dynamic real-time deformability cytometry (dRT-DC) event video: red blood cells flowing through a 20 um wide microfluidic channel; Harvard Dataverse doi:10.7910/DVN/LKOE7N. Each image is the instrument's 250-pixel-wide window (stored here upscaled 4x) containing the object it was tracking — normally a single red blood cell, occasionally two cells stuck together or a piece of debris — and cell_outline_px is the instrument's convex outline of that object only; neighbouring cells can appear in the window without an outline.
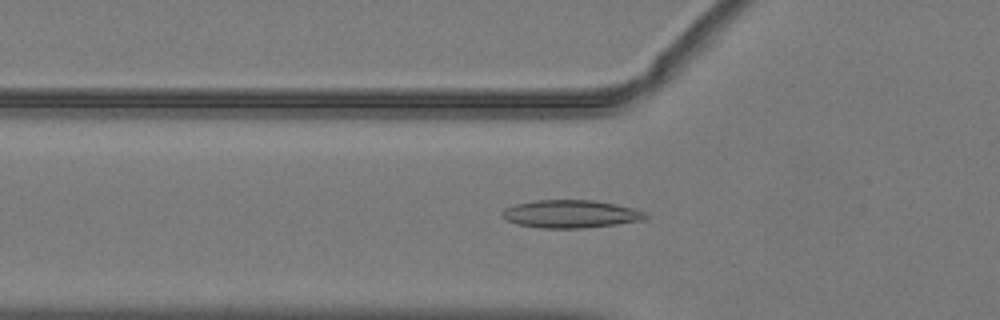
{"species": "common noctule bat (a hibernating species)", "species_latin": "Nyctalus noctula", "temperature_condition": "warm", "stored_images_in_passage": 51, "camera_frame_rate_fps": 3000, "um_per_image_px": 0.085, "animal": {"sex": "male", "body_mass_g": 19.2, "forearm_length_mm": 51.8}, "frame": {"image": 1, "passage_image": 18, "time_ms": 5.667, "image_size_px": [1000, 320], "cell_outline_px": [[648, 216], [644, 220], [616, 224], [584, 228], [540, 228], [516, 224], [504, 220], [500, 216], [500, 212], [504, 208], [516, 204], [536, 200], [592, 200], [616, 204], [632, 208], [644, 212]], "centroid_in_image_um": [48.44, 18.19], "position_along_channel_um": 77.4, "area_um2": 23.41}}
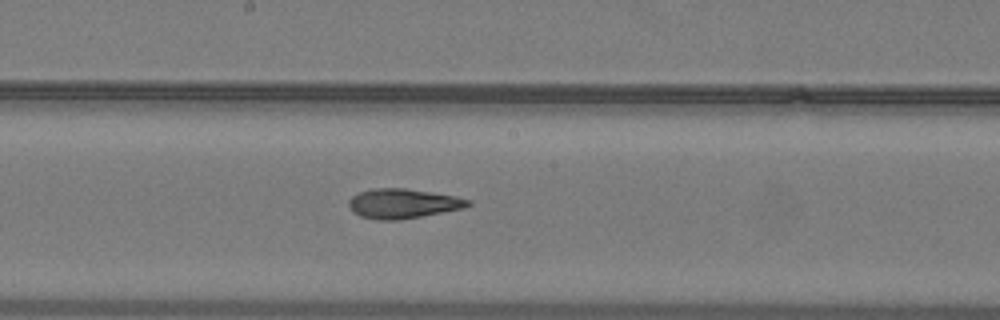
{"frame": {"image": 2, "passage_image": 28, "time_ms": 9.0, "image_size_px": [1000, 320], "cell_outline_px": [[472, 204], [464, 208], [400, 220], [376, 220], [360, 216], [352, 212], [348, 208], [348, 200], [352, 196], [360, 192], [372, 188], [404, 188], [456, 196], [472, 200]], "centroid_in_image_um": [34.22, 17.3], "position_along_channel_um": 214.0, "area_um2": 20.75}}
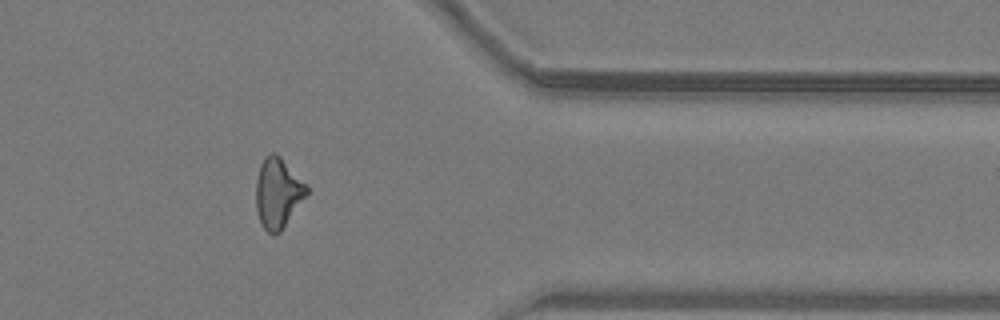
{"frame": {"image": 3, "passage_image": 42, "time_ms": 13.667, "image_size_px": [1000, 320], "cell_outline_px": [[308, 192], [280, 232], [272, 236], [264, 228], [260, 220], [256, 208], [256, 180], [260, 164], [264, 156], [272, 152], [276, 152], [308, 184]], "centroid_in_image_um": [23.61, 16.37], "position_along_channel_um": 387.8, "area_um2": 20.75}, "authors_computed_cell_mechanics": {"area_um2": 20.7502, "velocity_mm_per_s": 4.0676, "shape_relaxation_time_tau1_ms": null, "shape_relaxation_time_tau2_ms": 2.2598, "deformation_change_tau1": null, "deformation_change_tau2": 0.1023}}